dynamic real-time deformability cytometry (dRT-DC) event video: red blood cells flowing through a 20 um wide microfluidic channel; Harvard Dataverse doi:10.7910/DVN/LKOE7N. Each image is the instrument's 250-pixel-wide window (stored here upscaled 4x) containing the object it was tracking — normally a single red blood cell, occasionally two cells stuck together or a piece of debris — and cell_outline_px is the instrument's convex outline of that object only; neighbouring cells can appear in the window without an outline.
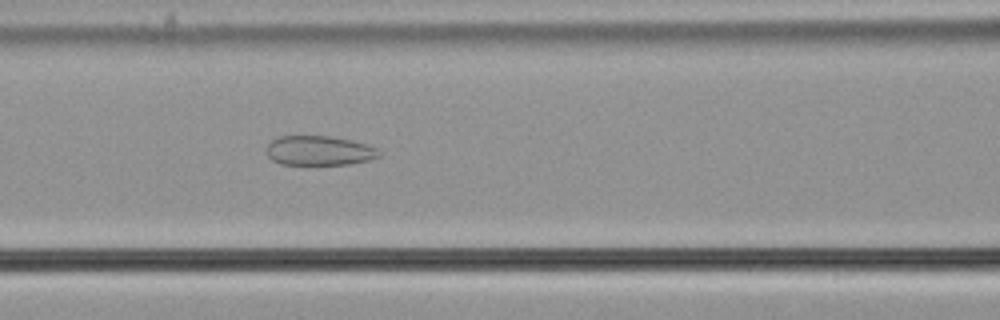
{"species": "common noctule bat (a hibernating species)", "species_latin": "Nyctalus noctula", "temperature_condition": "cold", "stored_images_in_passage": 49, "camera_frame_rate_fps": 3000, "um_per_image_px": 0.085, "animal": {"sex": "male", "body_mass_g": 21.5, "forearm_length_mm": 52.0}, "frame": {"image": 1, "passage_image": 17, "time_ms": 5.333, "image_size_px": [1000, 320], "cell_outline_px": [[380, 156], [368, 160], [348, 164], [280, 164], [272, 160], [268, 156], [268, 144], [272, 140], [280, 136], [332, 136], [352, 140], [368, 144], [376, 148], [380, 152]], "centroid_in_image_um": [27.15, 12.79], "position_along_channel_um": 139.4, "area_um2": 19.31}}
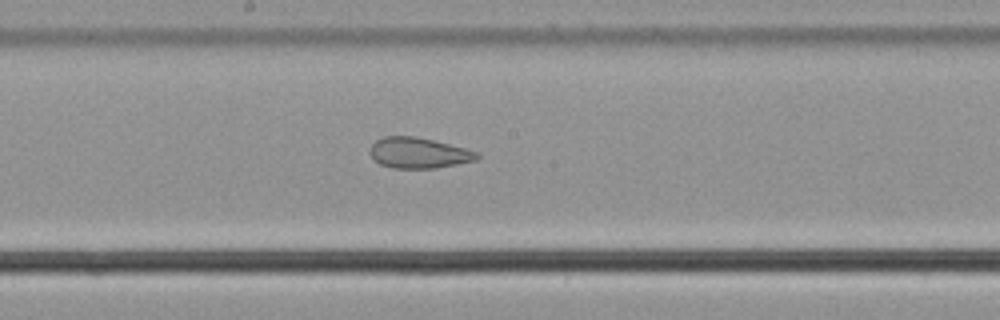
{"frame": {"image": 2, "passage_image": 23, "time_ms": 7.333, "image_size_px": [1000, 320], "cell_outline_px": [[480, 156], [476, 160], [436, 168], [392, 168], [380, 164], [368, 152], [372, 144], [376, 140], [384, 136], [416, 136], [464, 148], [476, 152]], "centroid_in_image_um": [35.54, 12.99], "position_along_channel_um": 212.7, "area_um2": 18.96}}
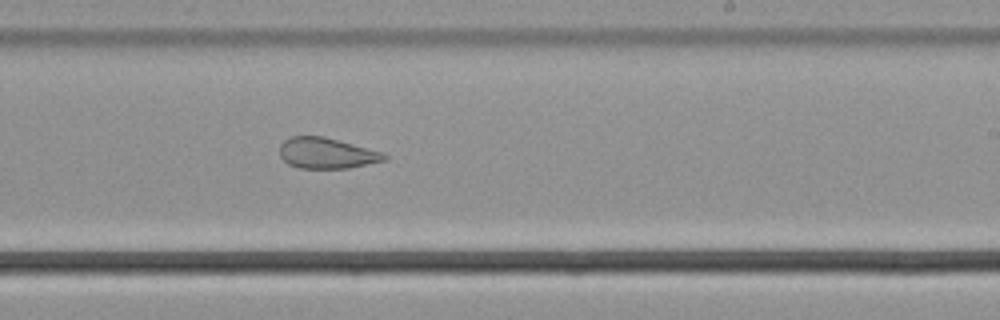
{"frame": {"image": 3, "passage_image": 27, "time_ms": 8.667, "image_size_px": [1000, 320], "cell_outline_px": [[388, 160], [348, 168], [300, 168], [288, 164], [280, 156], [280, 144], [284, 140], [292, 136], [324, 136], [384, 152], [388, 156]], "centroid_in_image_um": [27.79, 13.02], "position_along_channel_um": 261.2, "area_um2": 18.9}, "authors_computed_cell_mechanics": {"area_um2": 25.143, "velocity_mm_per_s": 3.6647, "shape_relaxation_time_tau1_ms": null, "shape_relaxation_time_tau2_ms": 2.0674, "deformation_change_tau1": null, "deformation_change_tau2": 0.084}}